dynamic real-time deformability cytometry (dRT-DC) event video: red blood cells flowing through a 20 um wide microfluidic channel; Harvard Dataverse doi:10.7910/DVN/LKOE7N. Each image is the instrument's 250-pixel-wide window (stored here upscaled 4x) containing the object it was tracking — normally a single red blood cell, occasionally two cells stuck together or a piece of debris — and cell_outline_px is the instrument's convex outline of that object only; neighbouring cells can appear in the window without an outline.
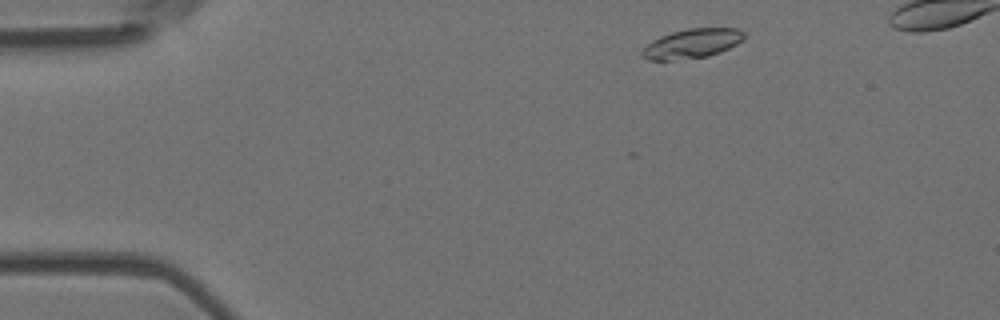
{"species": "Egyptian fruit bat (a non-hibernating species)", "species_latin": "Rousettus aegyptiacus", "temperature_condition": "room temperature", "stored_images_in_passage": 4, "camera_frame_rate_fps": 3000, "um_per_image_px": 0.085, "animal": {"sex": "female"}, "frame": {"image": 1, "passage_image": 1, "time_ms": 0.0, "image_size_px": [1000, 320], "cell_outline_px": [[744, 36], [736, 44], [720, 52], [708, 56], [672, 60], [648, 60], [640, 56], [640, 52], [652, 40], [660, 36], [672, 32], [688, 28], [736, 28], [744, 32]], "centroid_in_image_um": [58.77, 3.7], "position_along_channel_um": 26.2, "area_um2": 17.34}}
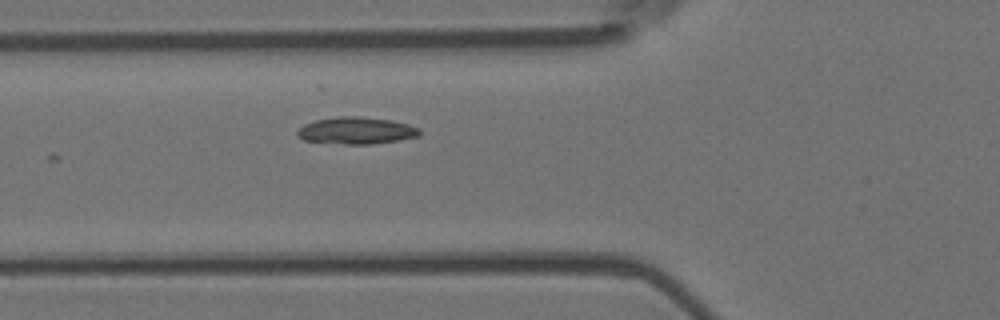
{"frame": {"image": 2, "passage_image": 4, "time_ms": 1.0, "image_size_px": [1000, 320], "cell_outline_px": [[420, 136], [372, 144], [348, 144], [304, 140], [296, 132], [304, 124], [316, 120], [336, 116], [360, 116], [388, 120], [408, 124], [420, 128]], "centroid_in_image_um": [30.3, 11.09], "position_along_channel_um": 95.5, "area_um2": 18.96}}